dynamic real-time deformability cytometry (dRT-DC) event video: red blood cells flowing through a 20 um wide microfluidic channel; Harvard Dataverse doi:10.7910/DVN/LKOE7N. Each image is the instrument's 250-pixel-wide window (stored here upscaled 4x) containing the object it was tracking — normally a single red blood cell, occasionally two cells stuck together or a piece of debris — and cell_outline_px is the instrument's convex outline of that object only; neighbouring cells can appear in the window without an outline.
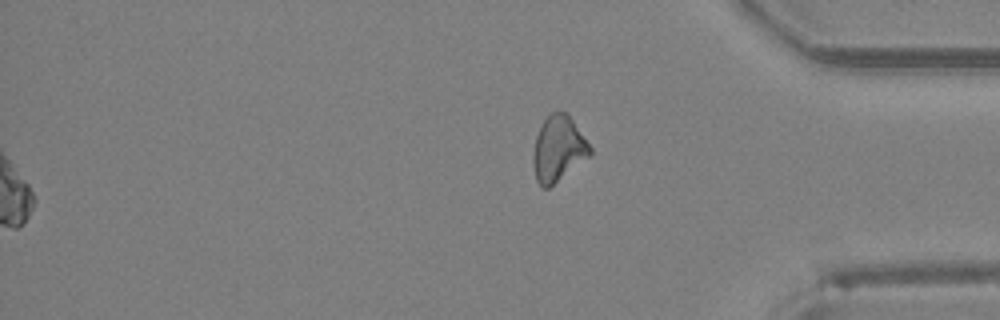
{"species": "Egyptian fruit bat (a non-hibernating species)", "species_latin": "Rousettus aegyptiacus", "temperature_condition": "room temperature", "stored_images_in_passage": 42, "segment_of_instrument_passage": [2, 2], "camera_frame_rate_fps": 3000, "um_per_image_px": 0.085, "animal": {"sex": "female"}, "frame": {"image": 1, "passage_image": 42, "time_ms": 13.667, "image_size_px": [1000, 320], "cell_outline_px": [[592, 156], [548, 188], [540, 188], [536, 180], [532, 164], [532, 156], [536, 136], [544, 120], [552, 112], [568, 112], [592, 148]], "centroid_in_image_um": [47.47, 12.67], "position_along_channel_um": 387.7, "area_um2": 22.02}}